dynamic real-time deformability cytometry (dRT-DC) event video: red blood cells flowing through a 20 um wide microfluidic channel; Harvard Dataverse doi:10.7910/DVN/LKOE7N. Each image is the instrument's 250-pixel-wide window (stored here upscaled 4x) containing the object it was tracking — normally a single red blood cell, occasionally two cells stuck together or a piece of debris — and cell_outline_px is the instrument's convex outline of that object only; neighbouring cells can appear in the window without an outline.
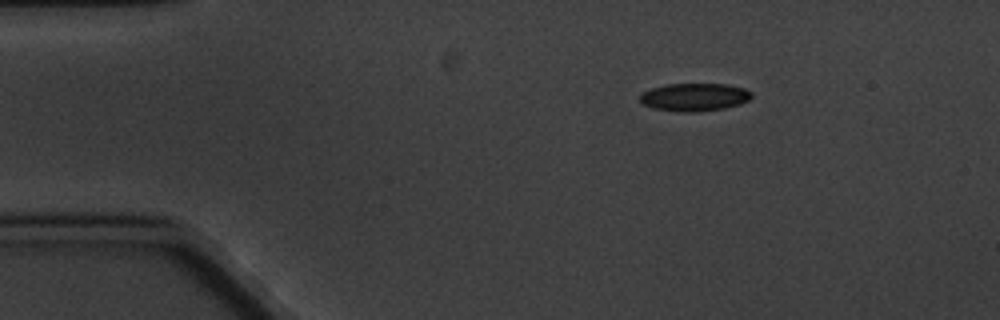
{"species": "common noctule bat (a hibernating species)", "species_latin": "Nyctalus noctula", "temperature_condition": "cold", "stored_images_in_passage": 3, "camera_frame_rate_fps": 3000, "um_per_image_px": 0.085, "animal": {"sex": "male", "body_mass_g": 20.1, "forearm_length_mm": 53.5}, "frame": {"image": 1, "passage_image": 1, "time_ms": 0.0, "image_size_px": [1000, 320], "cell_outline_px": [[752, 96], [748, 100], [740, 104], [724, 108], [692, 112], [684, 112], [652, 108], [644, 104], [640, 100], [640, 96], [644, 92], [652, 88], [668, 84], [728, 84], [744, 88], [752, 92]], "centroid_in_image_um": [59.06, 8.25], "position_along_channel_um": 25.9, "area_um2": 17.98}}